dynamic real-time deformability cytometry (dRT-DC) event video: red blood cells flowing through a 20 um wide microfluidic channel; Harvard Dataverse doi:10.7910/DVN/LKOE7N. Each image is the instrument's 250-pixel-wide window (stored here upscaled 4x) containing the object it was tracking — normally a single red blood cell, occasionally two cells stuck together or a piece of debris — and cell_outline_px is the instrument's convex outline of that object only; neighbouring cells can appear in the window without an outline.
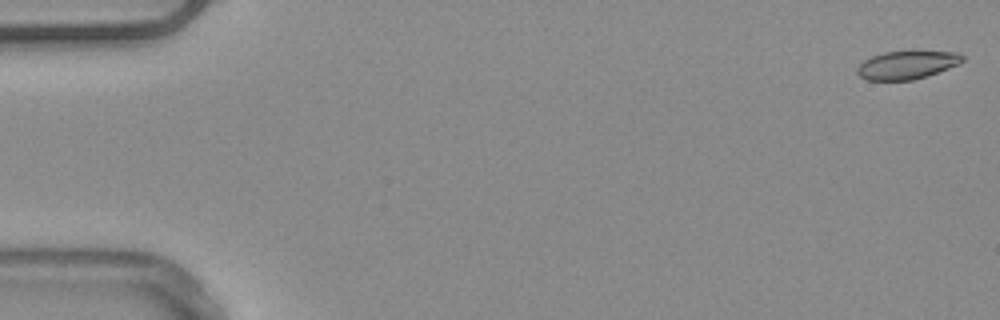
{"species": "common noctule bat (a hibernating species)", "species_latin": "Nyctalus noctula", "temperature_condition": "warm", "stored_images_in_passage": 52, "camera_frame_rate_fps": 3000, "um_per_image_px": 0.085, "animal": {"sex": "male", "body_mass_g": 20.4}, "frame": {"image": 1, "passage_image": 1, "time_ms": 0.0, "image_size_px": [1000, 320], "cell_outline_px": [[964, 60], [960, 64], [928, 76], [912, 80], [868, 80], [860, 76], [856, 72], [856, 68], [864, 60], [872, 56], [884, 52], [956, 52], [964, 56]], "centroid_in_image_um": [77.09, 5.53], "position_along_channel_um": 7.9, "area_um2": 17.17}}
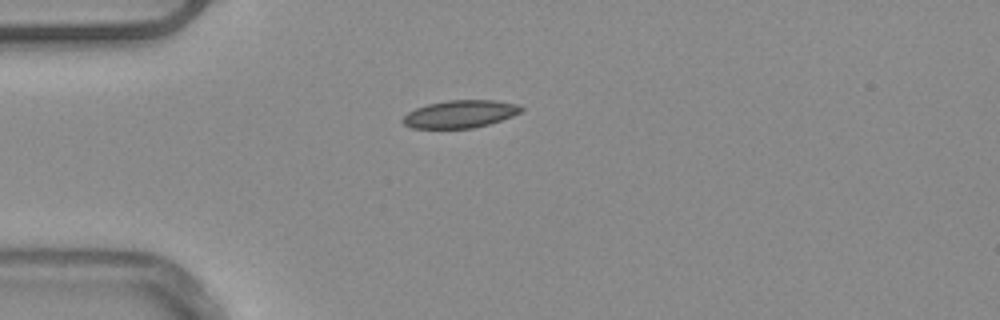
{"frame": {"image": 2, "passage_image": 14, "time_ms": 4.333, "image_size_px": [1000, 320], "cell_outline_px": [[524, 108], [520, 112], [512, 116], [488, 124], [472, 128], [412, 128], [404, 124], [400, 120], [408, 112], [416, 108], [428, 104], [448, 100], [496, 100], [516, 104]], "centroid_in_image_um": [39.09, 9.69], "position_along_channel_um": 45.9, "area_um2": 18.9}}
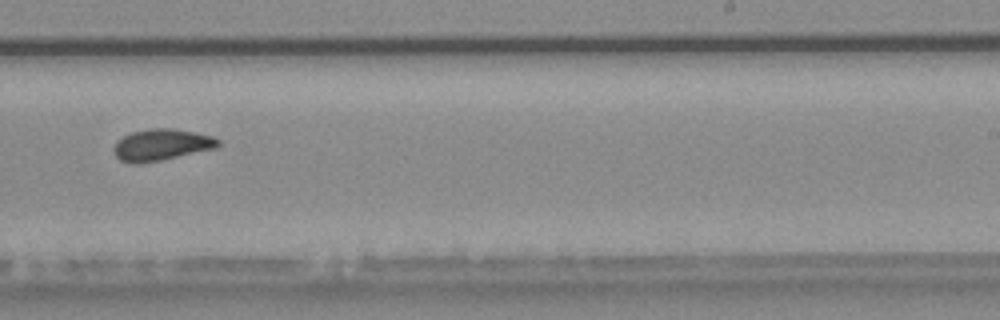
{"frame": {"image": 3, "passage_image": 33, "time_ms": 10.667, "image_size_px": [1000, 320], "cell_outline_px": [[220, 144], [216, 148], [160, 160], [140, 164], [132, 164], [120, 160], [116, 156], [112, 148], [116, 140], [132, 132], [152, 128], [172, 128], [212, 136], [220, 140]], "centroid_in_image_um": [13.68, 12.31], "position_along_channel_um": 275.3, "area_um2": 19.13}, "authors_computed_cell_mechanics": {"area_um2": 18.6694, "velocity_mm_per_s": 3.8968, "shape_relaxation_time_tau1_ms": null, "shape_relaxation_time_tau2_ms": 2.9888, "deformation_change_tau1": null, "deformation_change_tau2": 0.0741}}